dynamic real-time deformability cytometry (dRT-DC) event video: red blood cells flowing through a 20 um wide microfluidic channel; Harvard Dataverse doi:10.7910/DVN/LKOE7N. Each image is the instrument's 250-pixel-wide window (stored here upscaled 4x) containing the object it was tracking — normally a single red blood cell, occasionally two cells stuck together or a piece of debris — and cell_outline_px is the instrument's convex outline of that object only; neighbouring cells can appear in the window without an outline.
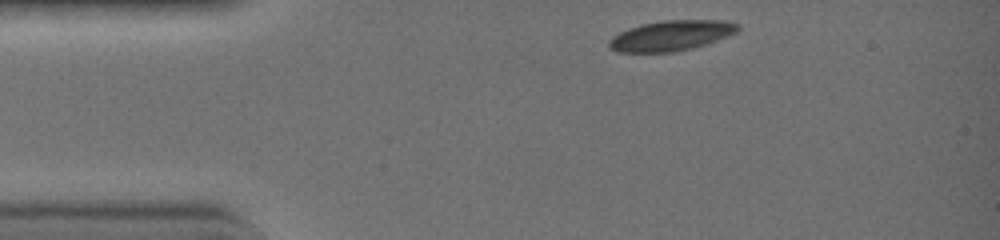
{"species": "common noctule bat (a hibernating species)", "species_latin": "Nyctalus noctula", "temperature_condition": "warm", "stored_images_in_passage": 32, "camera_frame_rate_fps": 3000, "um_per_image_px": 0.085, "animal": {"sex": "female", "body_mass_g": 19.0, "forearm_length_mm": 51.5}, "frame": {"image": 1, "passage_image": 1, "time_ms": 0.0, "image_size_px": [1000, 240], "cell_outline_px": [[740, 28], [736, 32], [716, 40], [692, 48], [676, 52], [616, 52], [608, 44], [608, 40], [612, 36], [628, 28], [640, 24], [664, 20], [720, 20], [736, 24]], "centroid_in_image_um": [56.99, 3.02], "position_along_channel_um": 28.0, "area_um2": 22.54}}
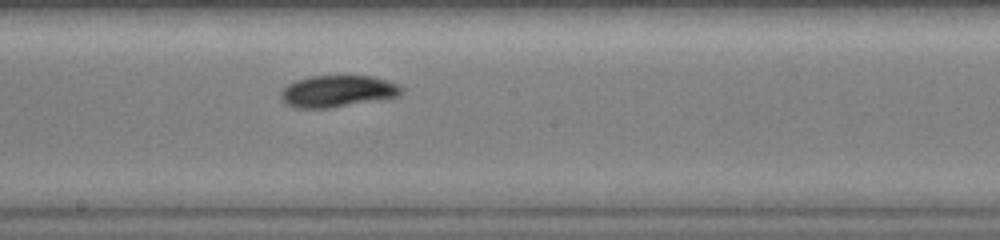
{"frame": {"image": 2, "passage_image": 17, "time_ms": 5.333, "image_size_px": [1000, 240], "cell_outline_px": [[404, 92], [396, 96], [324, 108], [304, 108], [288, 104], [280, 96], [280, 92], [288, 84], [296, 80], [308, 76], [372, 76], [388, 80], [400, 84], [404, 88]], "centroid_in_image_um": [28.71, 7.72], "position_along_channel_um": 219.5, "area_um2": 21.79}}
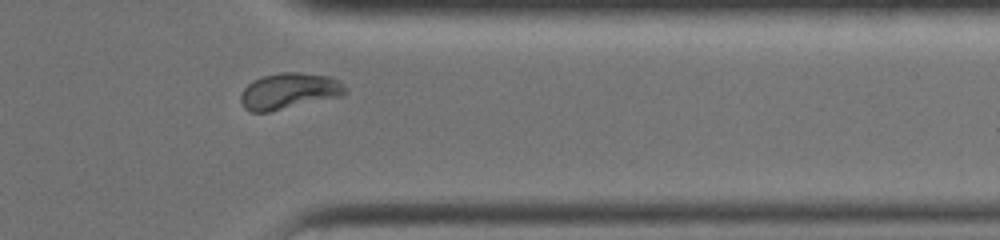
{"frame": {"image": 3, "passage_image": 28, "time_ms": 9.0, "image_size_px": [1000, 240], "cell_outline_px": [[348, 92], [340, 96], [268, 112], [252, 112], [244, 108], [240, 100], [240, 96], [244, 88], [252, 80], [264, 76], [280, 72], [300, 72], [328, 76], [340, 80], [348, 88]], "centroid_in_image_um": [24.58, 7.73], "position_along_channel_um": 386.8, "area_um2": 22.02}, "authors_computed_cell_mechanics": {"area_um2": 21.9062, "velocity_mm_per_s": 4.5398, "shape_relaxation_time_tau1_ms": 3.2088, "shape_relaxation_time_tau2_ms": 2.2046, "deformation_change_tau1": 0.1447, "deformation_change_tau2": 0.0514}}